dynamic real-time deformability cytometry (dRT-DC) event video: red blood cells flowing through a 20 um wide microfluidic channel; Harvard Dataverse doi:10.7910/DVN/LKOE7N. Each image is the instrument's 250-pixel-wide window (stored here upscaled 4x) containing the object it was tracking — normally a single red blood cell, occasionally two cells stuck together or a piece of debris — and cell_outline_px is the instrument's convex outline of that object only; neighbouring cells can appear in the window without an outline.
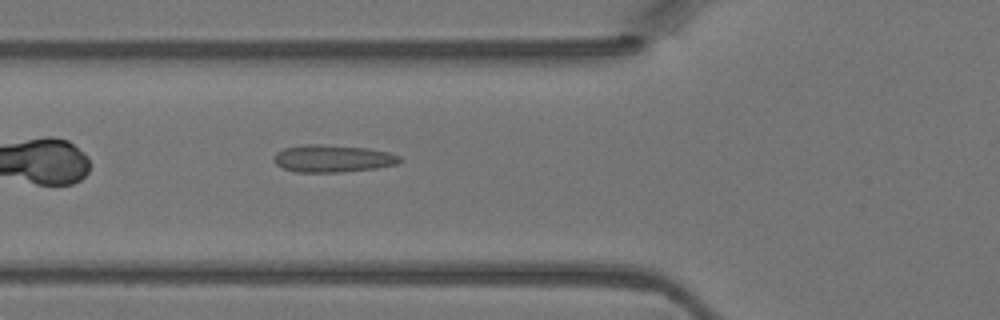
{"species": "Egyptian fruit bat (a non-hibernating species)", "species_latin": "Rousettus aegyptiacus", "temperature_condition": "warm", "stored_images_in_passage": 32, "camera_frame_rate_fps": 3000, "um_per_image_px": 0.085, "animal": {"sex": "female"}, "frame": {"image": 1, "passage_image": 4, "time_ms": 1.0, "image_size_px": [1000, 320], "cell_outline_px": [[400, 160], [396, 164], [376, 168], [344, 172], [296, 172], [284, 168], [276, 164], [272, 160], [276, 152], [284, 148], [300, 144], [320, 144], [368, 148], [388, 152], [400, 156]], "centroid_in_image_um": [28.23, 13.47], "position_along_channel_um": 97.6, "area_um2": 20.11}}
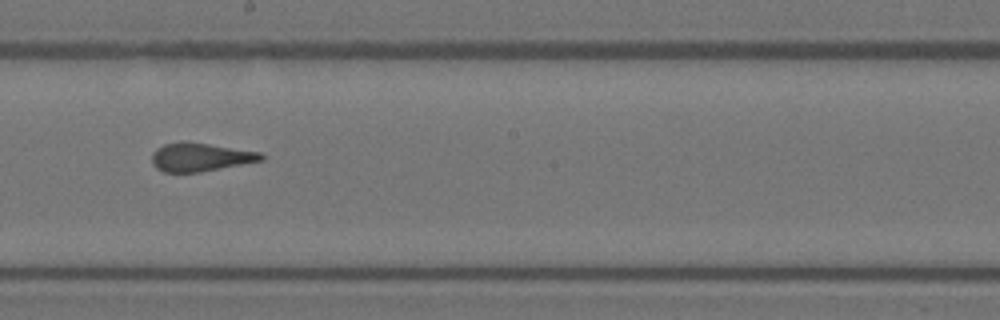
{"frame": {"image": 2, "passage_image": 13, "time_ms": 4.0, "image_size_px": [1000, 320], "cell_outline_px": [[264, 160], [200, 172], [164, 172], [156, 168], [152, 164], [152, 152], [156, 148], [164, 144], [180, 140], [184, 140], [260, 152], [264, 156]], "centroid_in_image_um": [16.98, 13.34], "position_along_channel_um": 231.2, "area_um2": 18.26}}
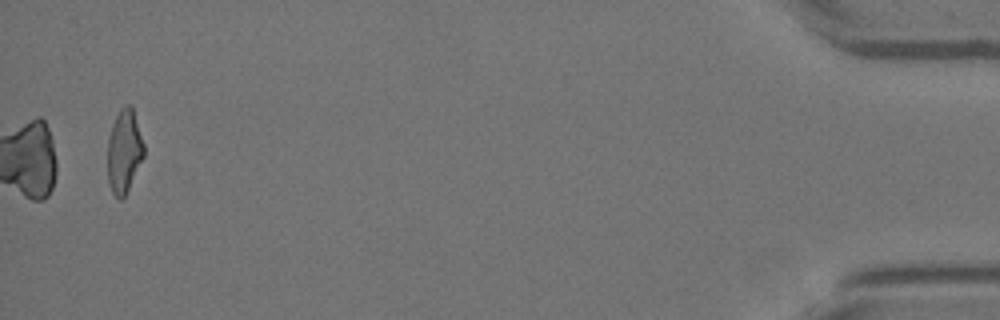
{"frame": {"image": 3, "passage_image": 32, "time_ms": 10.333, "image_size_px": [1000, 320], "cell_outline_px": [[144, 156], [124, 196], [120, 200], [112, 192], [108, 180], [108, 136], [112, 124], [120, 108], [128, 104], [132, 108], [144, 144]], "centroid_in_image_um": [10.54, 12.84], "position_along_channel_um": 424.7, "area_um2": 17.28}}